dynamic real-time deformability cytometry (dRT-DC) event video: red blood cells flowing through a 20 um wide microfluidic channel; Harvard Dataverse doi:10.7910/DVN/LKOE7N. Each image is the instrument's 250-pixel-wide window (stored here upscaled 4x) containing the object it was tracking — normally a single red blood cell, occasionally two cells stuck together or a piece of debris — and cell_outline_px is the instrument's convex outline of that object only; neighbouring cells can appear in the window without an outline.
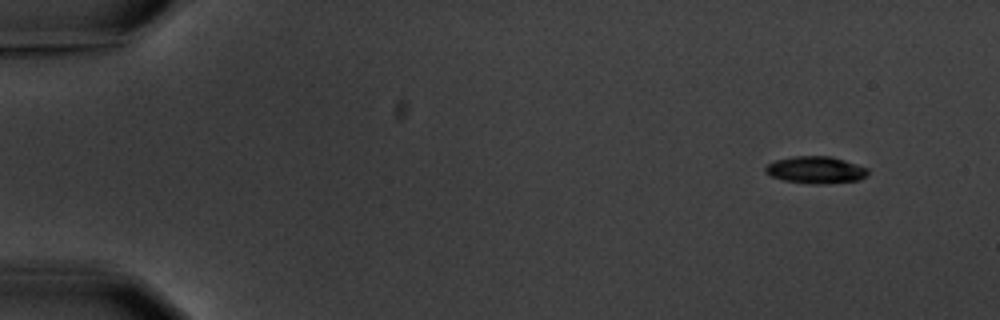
{"species": "common noctule bat (a hibernating species)", "species_latin": "Nyctalus noctula", "temperature_condition": "warm", "stored_images_in_passage": 10, "camera_frame_rate_fps": 3000, "um_per_image_px": 0.085, "animal": {"sex": "male", "body_mass_g": 20.1, "forearm_length_mm": 53.5}, "frame": {"image": 1, "passage_image": 1, "time_ms": 0.0, "image_size_px": [1000, 320], "cell_outline_px": [[868, 176], [860, 180], [820, 184], [816, 184], [784, 180], [772, 176], [764, 172], [764, 168], [768, 164], [776, 160], [792, 156], [832, 156], [868, 168]], "centroid_in_image_um": [69.35, 14.43], "position_along_channel_um": 15.6, "area_um2": 16.13}}
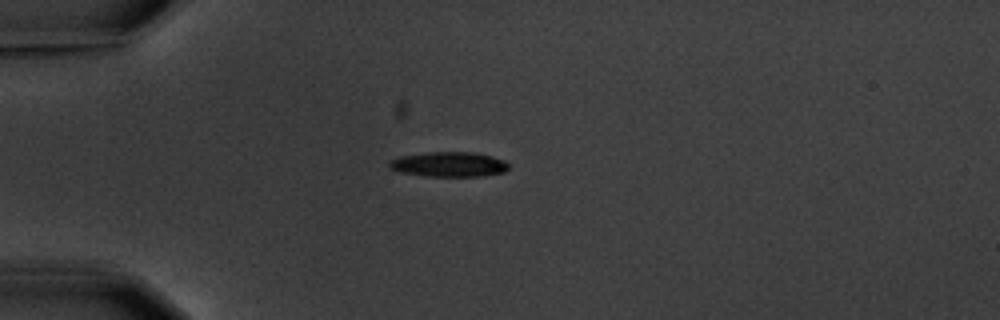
{"frame": {"image": 2, "passage_image": 4, "time_ms": 3.667, "image_size_px": [1000, 320], "cell_outline_px": [[508, 168], [504, 172], [480, 176], [428, 176], [400, 172], [388, 168], [388, 160], [400, 156], [424, 152], [472, 152], [492, 156], [504, 160], [508, 164]], "centroid_in_image_um": [38.11, 13.96], "position_along_channel_um": 46.9, "area_um2": 17.4}}